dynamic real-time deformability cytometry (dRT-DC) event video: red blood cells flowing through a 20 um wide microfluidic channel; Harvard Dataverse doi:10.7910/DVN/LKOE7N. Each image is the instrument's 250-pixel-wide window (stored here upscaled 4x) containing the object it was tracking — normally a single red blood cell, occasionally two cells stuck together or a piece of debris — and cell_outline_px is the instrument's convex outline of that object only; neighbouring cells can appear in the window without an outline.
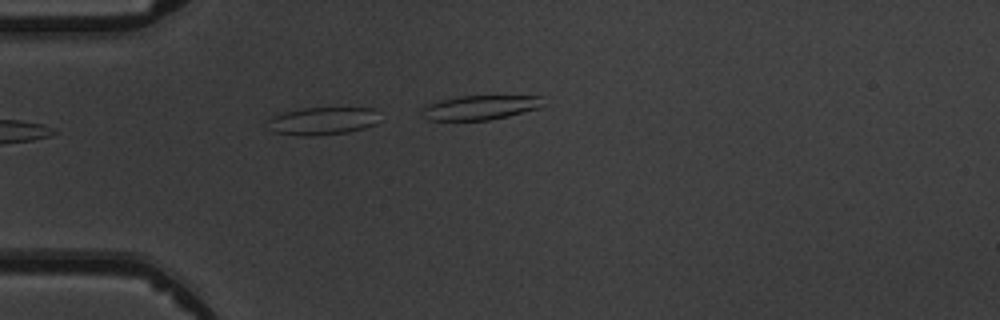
{"species": "common noctule bat (a hibernating species)", "species_latin": "Nyctalus noctula", "temperature_condition": "warm", "stored_images_in_passage": 4, "camera_frame_rate_fps": 3000, "um_per_image_px": 0.085, "animal": {"sex": "male", "body_mass_g": 19.5, "forearm_length_mm": 54.6}, "frame": {"image": 1, "passage_image": 4, "time_ms": 3.333, "image_size_px": [1000, 320], "cell_outline_px": [[376, 124], [364, 128], [348, 132], [316, 136], [300, 136], [276, 132], [264, 120], [272, 116], [284, 112], [304, 108], [372, 108]], "centroid_in_image_um": [27.33, 10.29], "position_along_channel_um": 57.7, "area_um2": 17.8}}